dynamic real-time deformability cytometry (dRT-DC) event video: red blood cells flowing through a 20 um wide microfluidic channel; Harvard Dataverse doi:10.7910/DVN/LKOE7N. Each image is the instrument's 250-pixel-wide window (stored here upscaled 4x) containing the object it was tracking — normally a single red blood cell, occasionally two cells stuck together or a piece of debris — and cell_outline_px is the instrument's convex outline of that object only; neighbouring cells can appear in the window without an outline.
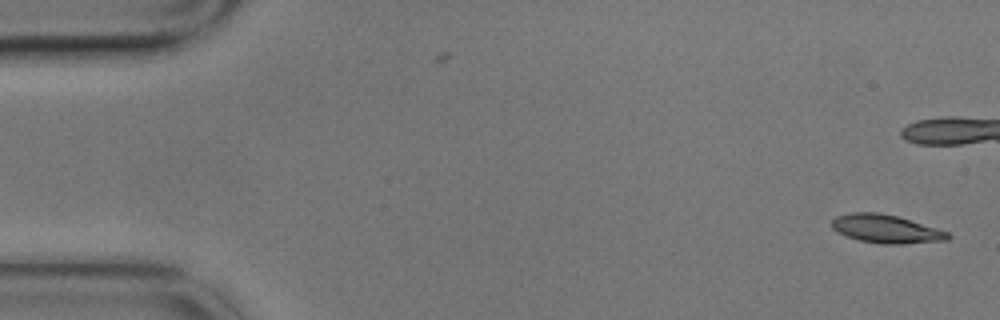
{"species": "common noctule bat (a hibernating species)", "species_latin": "Nyctalus noctula", "temperature_condition": "cold", "stored_images_in_passage": 2, "camera_frame_rate_fps": 3000, "um_per_image_px": 0.085, "animal": {"sex": "male", "body_mass_g": 17.9}, "frame": {"image": 1, "passage_image": 2, "time_ms": 0.333, "image_size_px": [1000, 320], "cell_outline_px": [[952, 236], [948, 240], [900, 244], [880, 244], [860, 240], [836, 232], [832, 228], [832, 220], [836, 216], [852, 212], [880, 212], [896, 216], [936, 228], [948, 232]], "centroid_in_image_um": [75.3, 19.45], "position_along_channel_um": 9.7, "area_um2": 19.07}}